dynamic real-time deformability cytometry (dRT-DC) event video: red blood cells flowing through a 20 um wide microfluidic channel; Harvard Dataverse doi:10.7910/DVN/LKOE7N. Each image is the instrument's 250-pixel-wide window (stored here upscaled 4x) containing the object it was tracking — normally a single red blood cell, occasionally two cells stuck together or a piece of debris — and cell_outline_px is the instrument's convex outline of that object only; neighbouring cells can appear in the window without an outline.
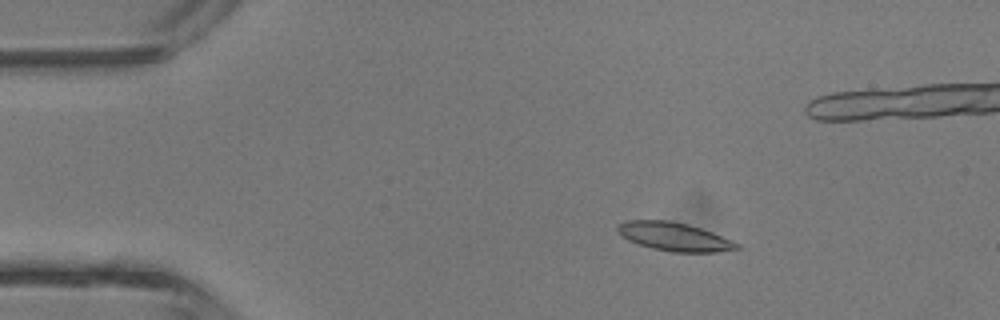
{"species": "common noctule bat (a hibernating species)", "species_latin": "Nyctalus noctula", "temperature_condition": "room temperature", "stored_images_in_passage": 5, "camera_frame_rate_fps": 3000, "um_per_image_px": 0.085, "animal": {"sex": "male", "body_mass_g": 13.3}, "frame": {"image": 1, "passage_image": 2, "time_ms": 1.0, "image_size_px": [1000, 320], "cell_outline_px": [[740, 248], [716, 252], [672, 252], [652, 248], [628, 240], [616, 232], [616, 224], [628, 220], [668, 220], [688, 224], [712, 232], [732, 240], [740, 244]], "centroid_in_image_um": [57.28, 20.11], "position_along_channel_um": 27.7, "area_um2": 19.83}}
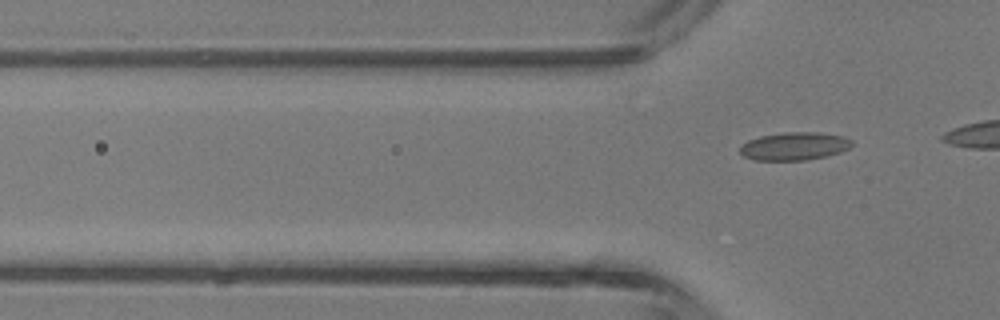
{"frame": {"image": 2, "passage_image": 5, "time_ms": 4.667, "image_size_px": [1000, 320], "cell_outline_px": [[852, 144], [848, 148], [840, 152], [824, 156], [804, 160], [756, 160], [744, 156], [740, 152], [740, 148], [748, 140], [760, 136], [784, 132], [820, 132], [844, 136], [852, 140]], "centroid_in_image_um": [67.53, 12.41], "position_along_channel_um": 58.3, "area_um2": 18.09}}